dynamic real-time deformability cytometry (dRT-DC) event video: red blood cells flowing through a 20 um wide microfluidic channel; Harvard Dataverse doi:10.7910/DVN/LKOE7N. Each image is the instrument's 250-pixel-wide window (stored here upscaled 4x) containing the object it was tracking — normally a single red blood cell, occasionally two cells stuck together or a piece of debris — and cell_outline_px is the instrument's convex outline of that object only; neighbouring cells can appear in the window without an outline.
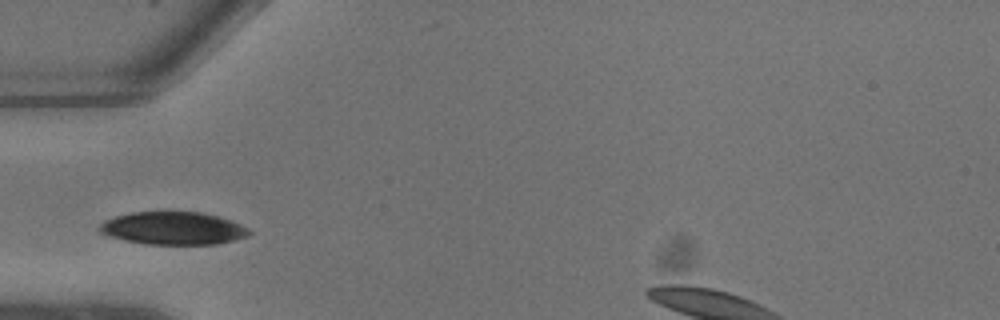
{"species": "common noctule bat (a hibernating species)", "species_latin": "Nyctalus noctula", "temperature_condition": "warm", "stored_images_in_passage": 2, "camera_frame_rate_fps": 3000, "um_per_image_px": 0.085, "animal": {"sex": "male", "body_mass_g": 13.3}, "frame": {"image": 1, "passage_image": 1, "time_ms": 0.0, "image_size_px": [1000, 320], "cell_outline_px": [[252, 232], [248, 236], [216, 244], [144, 244], [108, 236], [100, 232], [96, 228], [104, 220], [116, 216], [132, 212], [200, 212], [220, 216], [240, 224], [248, 228]], "centroid_in_image_um": [14.7, 19.4], "position_along_channel_um": 70.3, "area_um2": 28.61}}